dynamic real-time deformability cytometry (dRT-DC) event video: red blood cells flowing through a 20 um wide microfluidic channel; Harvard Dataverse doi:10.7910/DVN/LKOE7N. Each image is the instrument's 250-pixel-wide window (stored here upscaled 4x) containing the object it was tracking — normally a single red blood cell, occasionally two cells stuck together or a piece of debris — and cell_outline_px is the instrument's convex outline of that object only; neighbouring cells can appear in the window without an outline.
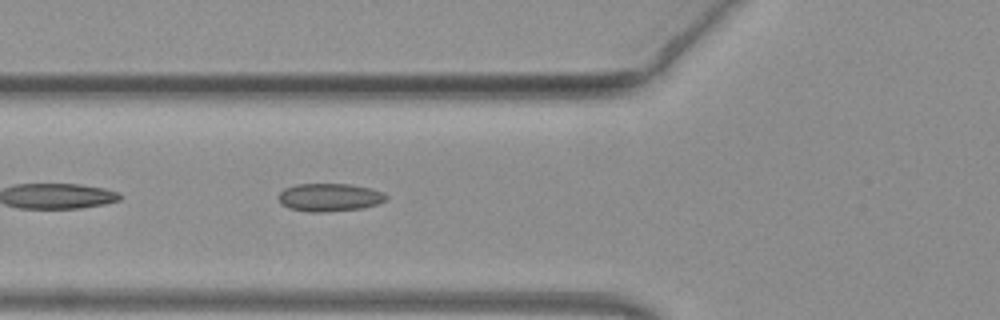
{"species": "common noctule bat (a hibernating species)", "species_latin": "Nyctalus noctula", "temperature_condition": "warm", "stored_images_in_passage": 51, "camera_frame_rate_fps": 3000, "um_per_image_px": 0.085, "animal": {"sex": "female", "body_mass_g": 19.3, "forearm_length_mm": 54.1}, "frame": {"image": 1, "passage_image": 19, "time_ms": 6.0, "image_size_px": [1000, 320], "cell_outline_px": [[388, 196], [384, 200], [376, 204], [360, 208], [320, 212], [308, 212], [288, 208], [280, 204], [276, 196], [284, 188], [296, 184], [352, 184], [372, 188], [384, 192]], "centroid_in_image_um": [27.96, 16.76], "position_along_channel_um": 97.8, "area_um2": 17.69}}
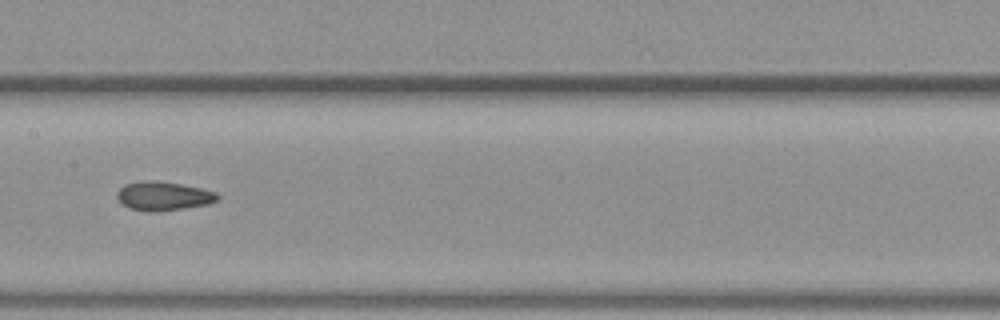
{"frame": {"image": 2, "passage_image": 26, "time_ms": 8.333, "image_size_px": [1000, 320], "cell_outline_px": [[220, 196], [216, 200], [208, 204], [160, 212], [144, 212], [128, 208], [116, 196], [116, 192], [124, 184], [148, 180], [180, 184], [200, 188], [216, 192]], "centroid_in_image_um": [13.86, 16.68], "position_along_channel_um": 193.5, "area_um2": 16.88}}
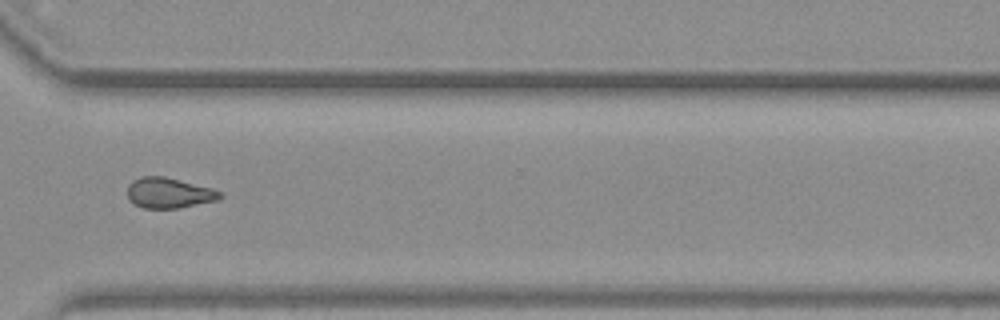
{"frame": {"image": 3, "passage_image": 38, "time_ms": 12.333, "image_size_px": [1000, 320], "cell_outline_px": [[224, 196], [220, 200], [176, 208], [144, 208], [132, 204], [128, 200], [128, 184], [132, 180], [140, 176], [164, 176], [212, 188], [224, 192]], "centroid_in_image_um": [14.37, 16.4], "position_along_channel_um": 356.2, "area_um2": 16.7}, "authors_computed_cell_mechanics": {"area_um2": 16.9932, "velocity_mm_per_s": 4.0827, "shape_relaxation_time_tau1_ms": null, "shape_relaxation_time_tau2_ms": 3.0294, "deformation_change_tau1": null, "deformation_change_tau2": 0.0905}}